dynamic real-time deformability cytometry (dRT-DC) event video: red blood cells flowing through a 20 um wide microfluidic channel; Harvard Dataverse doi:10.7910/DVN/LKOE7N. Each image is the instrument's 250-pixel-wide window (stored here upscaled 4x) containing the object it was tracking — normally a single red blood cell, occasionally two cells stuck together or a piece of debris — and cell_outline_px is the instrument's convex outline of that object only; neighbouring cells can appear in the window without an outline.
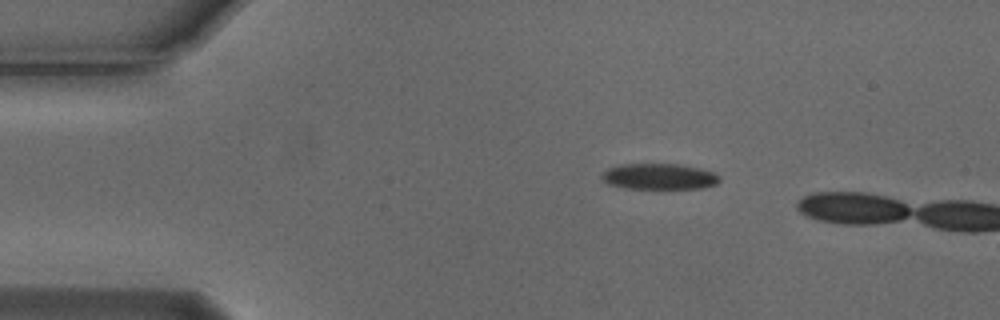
{"species": "Egyptian fruit bat (a non-hibernating species)", "species_latin": "Rousettus aegyptiacus", "temperature_condition": "cold", "stored_images_in_passage": 3, "camera_frame_rate_fps": 3000, "um_per_image_px": 0.085, "animal": {"sex": "male"}, "frame": {"image": 1, "passage_image": 1, "time_ms": 0.0, "image_size_px": [1000, 320], "cell_outline_px": [[720, 180], [716, 184], [700, 188], [624, 188], [608, 184], [600, 180], [600, 172], [608, 168], [620, 164], [680, 164], [712, 172], [720, 176]], "centroid_in_image_um": [55.94, 15.0], "position_along_channel_um": 29.1, "area_um2": 17.8}}